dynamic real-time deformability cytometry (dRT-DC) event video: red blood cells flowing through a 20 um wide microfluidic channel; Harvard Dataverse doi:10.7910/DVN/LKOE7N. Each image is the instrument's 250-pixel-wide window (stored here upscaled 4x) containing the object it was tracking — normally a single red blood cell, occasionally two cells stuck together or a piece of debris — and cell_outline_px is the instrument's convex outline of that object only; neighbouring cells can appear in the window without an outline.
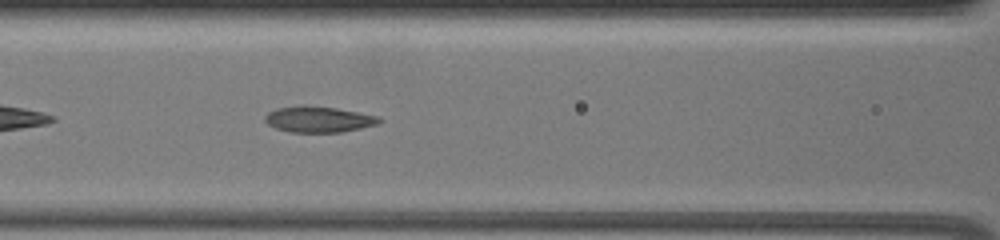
{"species": "common noctule bat (a hibernating species)", "species_latin": "Nyctalus noctula", "temperature_condition": "warm", "stored_images_in_passage": 36, "camera_frame_rate_fps": 3000, "um_per_image_px": 0.085, "animal": {"sex": "female", "body_mass_g": 19.5, "forearm_length_mm": 54.1}, "frame": {"image": 1, "passage_image": 8, "time_ms": 2.333, "image_size_px": [1000, 240], "cell_outline_px": [[384, 120], [376, 124], [360, 128], [340, 132], [288, 132], [276, 128], [268, 124], [264, 120], [264, 116], [268, 112], [276, 108], [304, 104], [336, 108], [380, 116]], "centroid_in_image_um": [27.06, 10.13], "position_along_channel_um": 139.5, "area_um2": 17.46}}
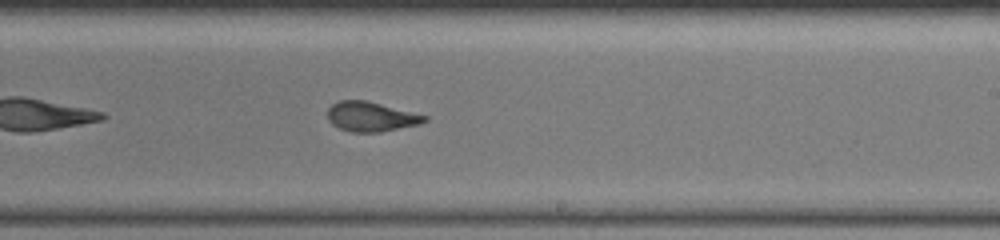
{"frame": {"image": 2, "passage_image": 18, "time_ms": 5.667, "image_size_px": [1000, 240], "cell_outline_px": [[428, 120], [420, 124], [380, 132], [352, 132], [340, 128], [332, 124], [328, 120], [328, 108], [332, 104], [340, 100], [364, 100], [428, 116]], "centroid_in_image_um": [31.53, 9.92], "position_along_channel_um": 257.5, "area_um2": 16.59}}
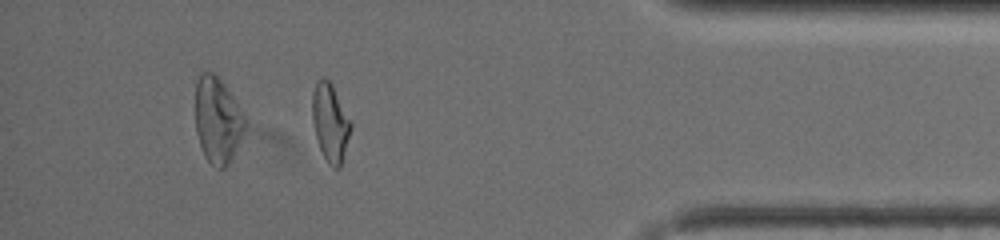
{"frame": {"image": 3, "passage_image": 33, "time_ms": 10.667, "image_size_px": [1000, 240], "cell_outline_px": [[352, 128], [340, 168], [332, 168], [328, 164], [320, 148], [316, 136], [312, 120], [312, 92], [316, 80], [320, 76], [324, 76], [332, 84], [352, 124]], "centroid_in_image_um": [28.06, 10.39], "position_along_channel_um": 407.1, "area_um2": 17.57}}